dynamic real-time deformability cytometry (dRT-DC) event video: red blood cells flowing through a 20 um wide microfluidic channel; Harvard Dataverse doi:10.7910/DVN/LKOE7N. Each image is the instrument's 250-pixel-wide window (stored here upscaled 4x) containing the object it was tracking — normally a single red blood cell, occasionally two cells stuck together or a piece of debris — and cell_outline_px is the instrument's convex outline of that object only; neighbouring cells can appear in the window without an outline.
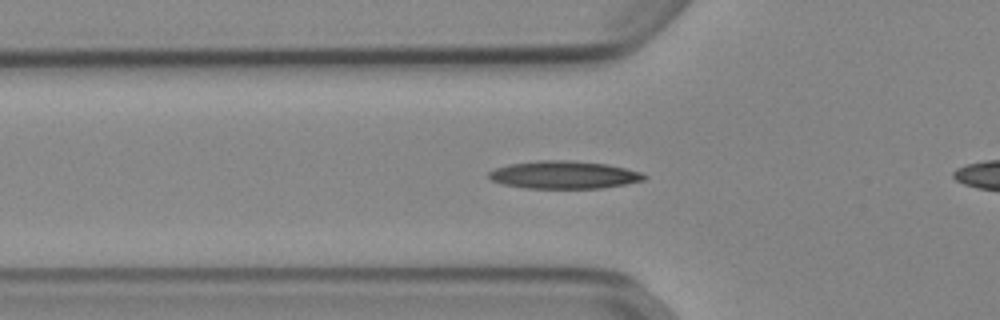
{"species": "Egyptian fruit bat (a non-hibernating species)", "species_latin": "Rousettus aegyptiacus", "temperature_condition": "cold", "stored_images_in_passage": 7, "camera_frame_rate_fps": 3000, "um_per_image_px": 0.085, "animal": {"sex": "female"}, "frame": {"image": 1, "passage_image": 5, "time_ms": 1.333, "image_size_px": [1000, 320], "cell_outline_px": [[648, 176], [644, 180], [624, 184], [600, 188], [524, 188], [504, 184], [492, 180], [488, 176], [488, 172], [496, 168], [508, 164], [540, 160], [572, 160], [608, 164], [640, 172]], "centroid_in_image_um": [47.92, 14.85], "position_along_channel_um": 77.9, "area_um2": 25.03}}